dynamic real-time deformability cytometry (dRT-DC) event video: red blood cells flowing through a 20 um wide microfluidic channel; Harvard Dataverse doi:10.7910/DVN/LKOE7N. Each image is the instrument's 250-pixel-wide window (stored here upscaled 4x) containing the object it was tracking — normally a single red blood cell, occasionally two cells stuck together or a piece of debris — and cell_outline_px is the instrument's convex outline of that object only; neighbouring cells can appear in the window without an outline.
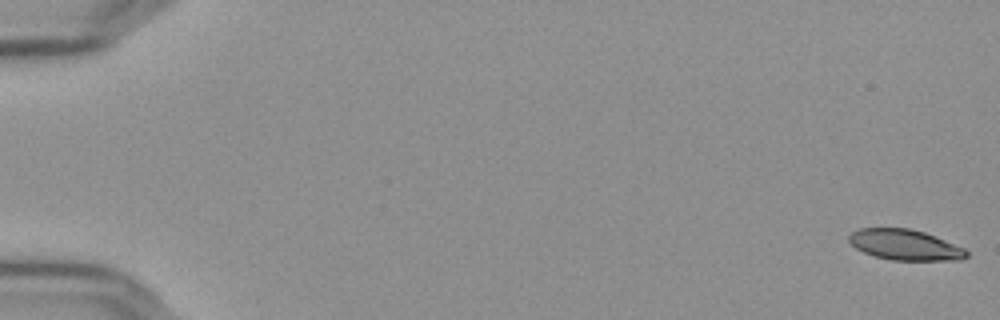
{"species": "Egyptian fruit bat (a non-hibernating species)", "species_latin": "Rousettus aegyptiacus", "temperature_condition": "cold", "stored_images_in_passage": 57, "camera_frame_rate_fps": 3000, "um_per_image_px": 0.085, "frame": {"image": 1, "passage_image": 1, "time_ms": 0.0, "image_size_px": [1000, 320], "cell_outline_px": [[968, 256], [960, 260], [892, 260], [872, 256], [856, 248], [848, 240], [848, 236], [852, 232], [860, 228], [908, 228], [924, 232], [964, 248], [968, 252]], "centroid_in_image_um": [76.9, 20.81], "position_along_channel_um": 8.1, "area_um2": 20.87}}
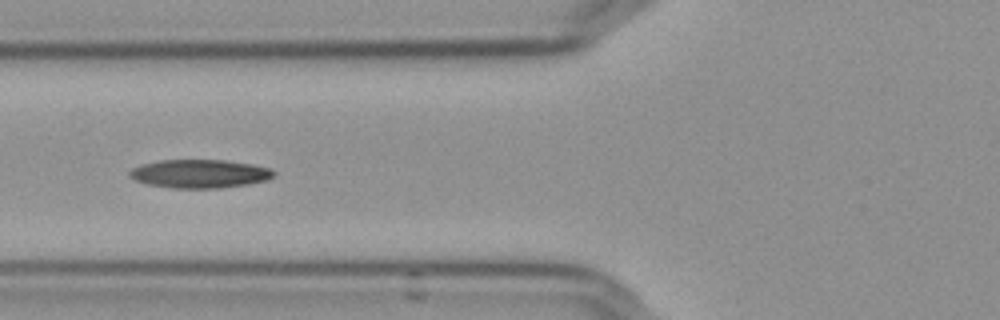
{"frame": {"image": 2, "passage_image": 23, "time_ms": 7.333, "image_size_px": [1000, 320], "cell_outline_px": [[276, 176], [268, 180], [248, 184], [220, 188], [172, 188], [148, 184], [136, 180], [128, 176], [128, 172], [132, 168], [140, 164], [160, 160], [224, 160], [252, 164], [272, 168], [276, 172]], "centroid_in_image_um": [17.0, 14.76], "position_along_channel_um": 108.8, "area_um2": 24.16}}
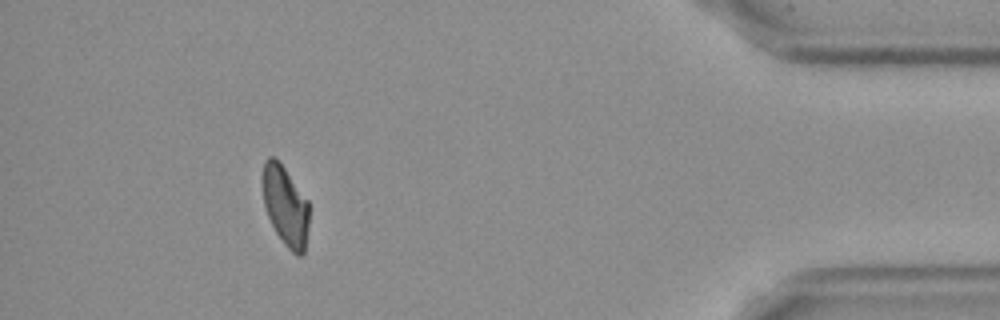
{"frame": {"image": 3, "passage_image": 52, "time_ms": 17.0, "image_size_px": [1000, 320], "cell_outline_px": [[308, 224], [304, 252], [300, 256], [296, 256], [284, 244], [276, 232], [268, 216], [264, 204], [260, 180], [264, 160], [268, 156], [276, 156], [308, 200]], "centroid_in_image_um": [24.22, 17.43], "position_along_channel_um": 411.0, "area_um2": 21.96}, "authors_computed_cell_mechanics": {"area_um2": 22.9466, "velocity_mm_per_s": 3.6409, "shape_relaxation_time_tau1_ms": null, "shape_relaxation_time_tau2_ms": 8.2594, "deformation_change_tau1": null, "deformation_change_tau2": 0.1329}}